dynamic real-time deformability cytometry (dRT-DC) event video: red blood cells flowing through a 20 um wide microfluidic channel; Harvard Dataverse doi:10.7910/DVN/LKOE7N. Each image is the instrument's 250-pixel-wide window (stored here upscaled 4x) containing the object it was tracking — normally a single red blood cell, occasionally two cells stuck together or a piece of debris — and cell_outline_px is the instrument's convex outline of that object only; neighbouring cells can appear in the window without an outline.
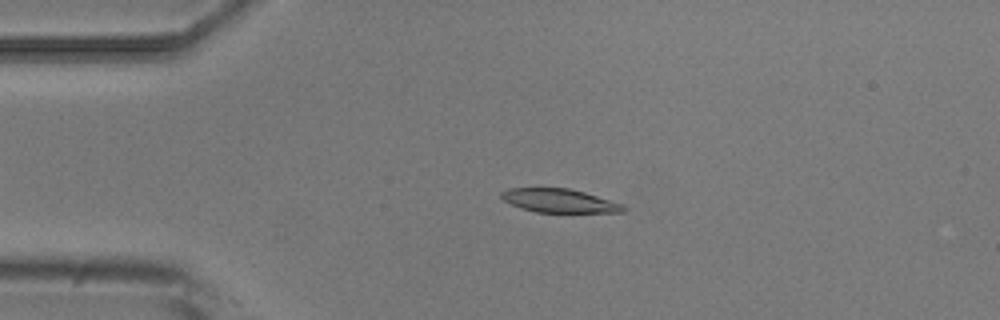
{"species": "common noctule bat (a hibernating species)", "species_latin": "Nyctalus noctula", "temperature_condition": "room temperature", "stored_images_in_passage": 4, "camera_frame_rate_fps": 3000, "um_per_image_px": 0.085, "animal": {"sex": "male", "body_mass_g": 20.5, "forearm_length_mm": 52.5}, "frame": {"image": 1, "passage_image": 3, "time_ms": 2.667, "image_size_px": [1000, 320], "cell_outline_px": [[624, 212], [536, 212], [520, 208], [504, 200], [500, 196], [500, 192], [508, 188], [568, 188], [584, 192], [624, 204]], "centroid_in_image_um": [47.52, 17.05], "position_along_channel_um": 37.5, "area_um2": 16.7}}